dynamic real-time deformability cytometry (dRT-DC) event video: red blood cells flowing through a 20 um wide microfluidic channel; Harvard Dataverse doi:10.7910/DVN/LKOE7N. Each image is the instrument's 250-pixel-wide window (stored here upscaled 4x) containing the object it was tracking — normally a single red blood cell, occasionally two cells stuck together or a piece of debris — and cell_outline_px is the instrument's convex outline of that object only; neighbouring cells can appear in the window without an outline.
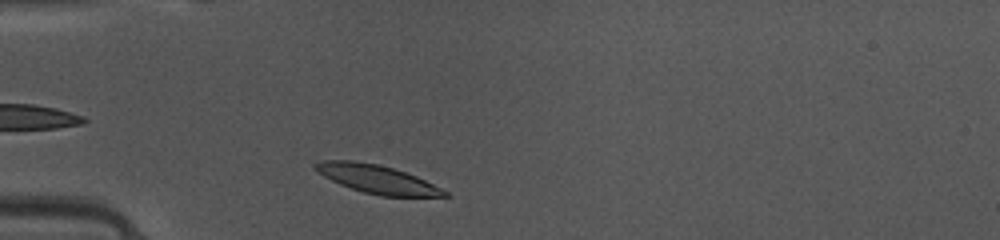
{"species": "common noctule bat (a hibernating species)", "species_latin": "Nyctalus noctula", "temperature_condition": "warm", "stored_images_in_passage": 34, "camera_frame_rate_fps": 3000, "um_per_image_px": 0.085, "animal": {"sex": "female", "body_mass_g": 10.0, "forearm_length_mm": 53.1}, "frame": {"image": 1, "passage_image": 2, "time_ms": 0.333, "image_size_px": [1000, 240], "cell_outline_px": [[452, 196], [380, 196], [364, 192], [340, 184], [324, 176], [312, 168], [312, 164], [320, 160], [352, 160], [376, 164], [392, 168], [416, 176], [448, 192]], "centroid_in_image_um": [32.0, 15.21], "position_along_channel_um": 53.0, "area_um2": 21.1}}
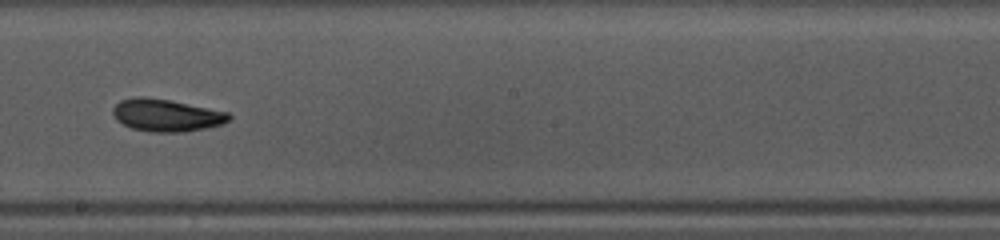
{"frame": {"image": 2, "passage_image": 16, "time_ms": 5.0, "image_size_px": [1000, 240], "cell_outline_px": [[232, 116], [228, 120], [220, 124], [208, 128], [184, 132], [148, 132], [132, 128], [116, 120], [112, 112], [112, 108], [120, 100], [136, 96], [144, 96], [172, 100], [228, 112]], "centroid_in_image_um": [14.12, 9.79], "position_along_channel_um": 234.1, "area_um2": 22.08}}
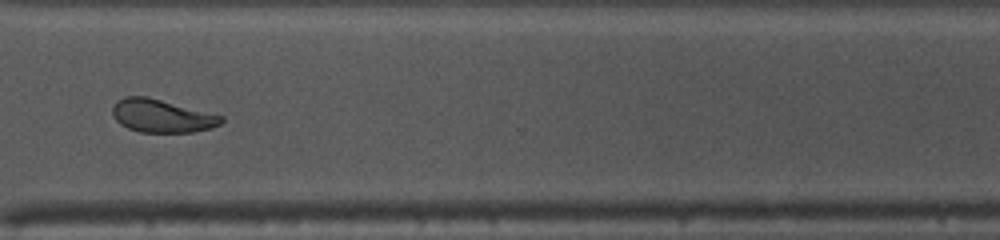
{"frame": {"image": 3, "passage_image": 25, "time_ms": 8.0, "image_size_px": [1000, 240], "cell_outline_px": [[224, 120], [220, 124], [212, 128], [192, 132], [140, 132], [128, 128], [120, 124], [112, 116], [112, 108], [116, 100], [124, 96], [148, 96], [224, 116]], "centroid_in_image_um": [13.74, 9.84], "position_along_channel_um": 356.9, "area_um2": 21.15}, "authors_computed_cell_mechanics": {"area_um2": 21.386, "velocity_mm_per_s": 4.1087, "shape_relaxation_time_tau1_ms": 5.7862, "shape_relaxation_time_tau2_ms": 3.1516, "deformation_change_tau1": 0.1765, "deformation_change_tau2": 0.0901}}